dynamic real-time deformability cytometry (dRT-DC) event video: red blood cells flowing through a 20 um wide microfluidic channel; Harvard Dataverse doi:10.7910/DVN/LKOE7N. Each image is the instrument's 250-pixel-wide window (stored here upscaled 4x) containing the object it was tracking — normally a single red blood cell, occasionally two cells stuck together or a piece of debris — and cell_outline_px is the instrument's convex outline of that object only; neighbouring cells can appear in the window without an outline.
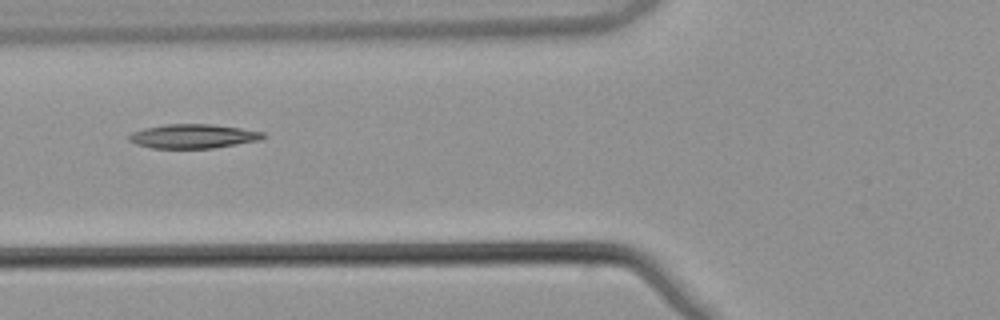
{"species": "common noctule bat (a hibernating species)", "species_latin": "Nyctalus noctula", "temperature_condition": "warm", "stored_images_in_passage": 7, "camera_frame_rate_fps": 3000, "um_per_image_px": 0.085, "animal": {"sex": "male", "body_mass_g": 21.5, "forearm_length_mm": 52.0}, "frame": {"image": 1, "passage_image": 6, "time_ms": 1.667, "image_size_px": [1000, 320], "cell_outline_px": [[264, 136], [260, 140], [212, 148], [152, 148], [136, 144], [128, 140], [128, 136], [132, 132], [144, 128], [164, 124], [212, 124], [240, 128], [264, 132]], "centroid_in_image_um": [16.38, 11.57], "position_along_channel_um": 109.4, "area_um2": 18.79}}
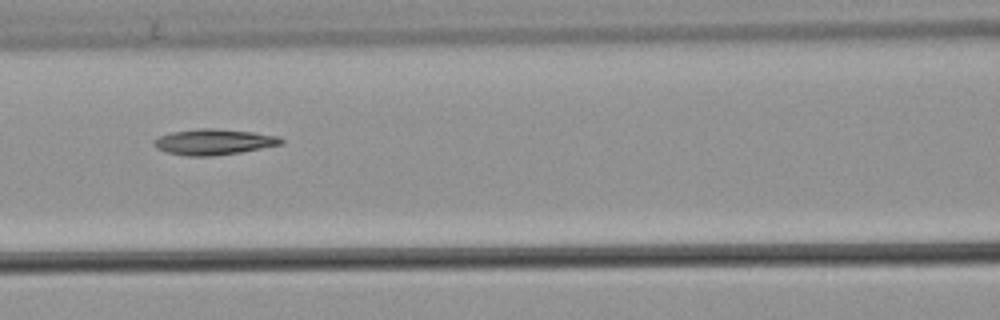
{"frame": {"image": 2, "passage_image": 7, "time_ms": 2.0, "image_size_px": [1000, 320], "cell_outline_px": [[284, 144], [240, 152], [212, 156], [188, 156], [168, 152], [156, 148], [152, 144], [152, 140], [160, 136], [172, 132], [196, 128], [212, 128], [252, 132], [280, 136], [284, 140]], "centroid_in_image_um": [18.18, 12.06], "position_along_channel_um": 148.4, "area_um2": 19.13}}